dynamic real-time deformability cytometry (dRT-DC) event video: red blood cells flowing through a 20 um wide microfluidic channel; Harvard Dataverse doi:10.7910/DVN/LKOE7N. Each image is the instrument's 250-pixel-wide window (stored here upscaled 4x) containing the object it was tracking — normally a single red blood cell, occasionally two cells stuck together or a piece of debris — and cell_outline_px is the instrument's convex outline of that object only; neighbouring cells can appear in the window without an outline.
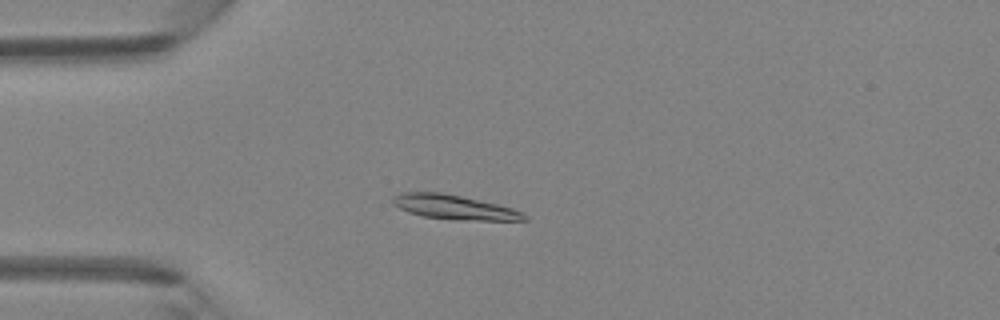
{"species": "Egyptian fruit bat (a non-hibernating species)", "species_latin": "Rousettus aegyptiacus", "temperature_condition": "room temperature", "stored_images_in_passage": 3, "camera_frame_rate_fps": 3000, "um_per_image_px": 0.085, "animal": {"sex": "female"}, "frame": {"image": 1, "passage_image": 3, "time_ms": 3.0, "image_size_px": [1000, 320], "cell_outline_px": [[528, 220], [460, 220], [424, 216], [408, 212], [392, 204], [392, 196], [400, 192], [440, 192], [460, 196], [496, 204], [512, 208], [528, 216]], "centroid_in_image_um": [38.56, 17.6], "position_along_channel_um": 46.4, "area_um2": 18.5}}